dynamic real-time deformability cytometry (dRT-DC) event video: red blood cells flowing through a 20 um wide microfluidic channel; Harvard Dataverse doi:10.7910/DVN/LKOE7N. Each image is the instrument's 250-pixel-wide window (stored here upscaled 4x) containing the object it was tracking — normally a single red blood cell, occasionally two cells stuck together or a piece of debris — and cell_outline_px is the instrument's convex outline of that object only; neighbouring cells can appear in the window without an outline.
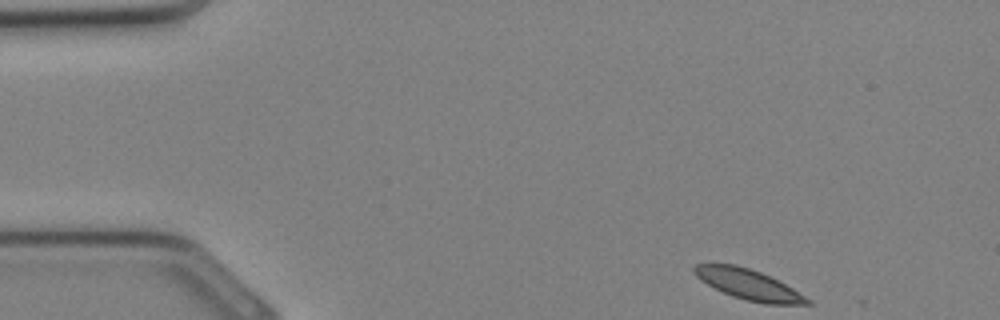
{"species": "Egyptian fruit bat (a non-hibernating species)", "species_latin": "Rousettus aegyptiacus", "temperature_condition": "cold", "stored_images_in_passage": 31, "camera_frame_rate_fps": 3000, "um_per_image_px": 0.085, "animal": {"sex": "female"}, "frame": {"image": 1, "passage_image": 1, "time_ms": 0.0, "image_size_px": [1000, 320], "cell_outline_px": [[812, 304], [764, 304], [732, 296], [700, 280], [692, 272], [692, 268], [696, 264], [736, 264], [760, 272], [792, 288], [812, 300]], "centroid_in_image_um": [63.61, 24.18], "position_along_channel_um": 21.4, "area_um2": 19.65}}
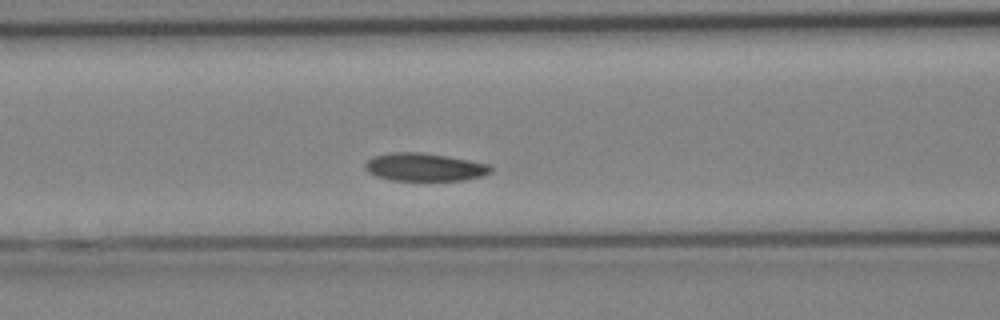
{"frame": {"image": 2, "passage_image": 11, "time_ms": 3.333, "image_size_px": [1000, 320], "cell_outline_px": [[492, 172], [484, 176], [464, 180], [392, 180], [376, 176], [368, 172], [364, 168], [364, 164], [372, 156], [388, 152], [420, 152], [448, 156], [492, 164]], "centroid_in_image_um": [36.1, 14.19], "position_along_channel_um": 130.5, "area_um2": 20.75}}
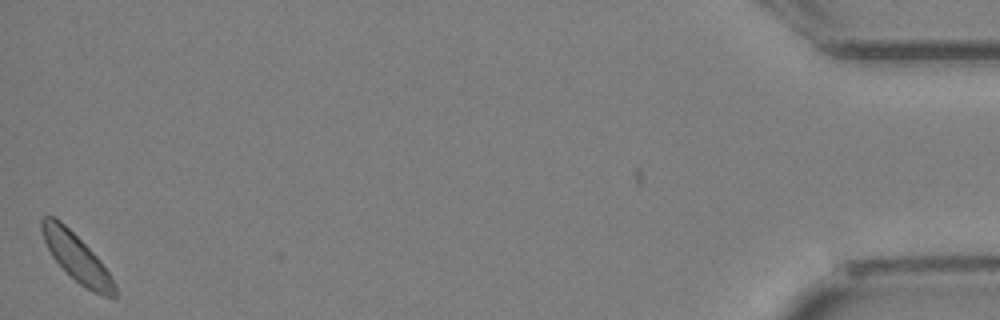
{"frame": {"image": 3, "passage_image": 31, "time_ms": 10.0, "image_size_px": [1000, 320], "cell_outline_px": [[116, 296], [104, 296], [92, 292], [80, 284], [52, 256], [44, 240], [40, 228], [40, 220], [44, 216], [56, 216], [100, 260], [116, 284]], "centroid_in_image_um": [6.5, 21.88], "position_along_channel_um": 428.7, "area_um2": 19.71}}